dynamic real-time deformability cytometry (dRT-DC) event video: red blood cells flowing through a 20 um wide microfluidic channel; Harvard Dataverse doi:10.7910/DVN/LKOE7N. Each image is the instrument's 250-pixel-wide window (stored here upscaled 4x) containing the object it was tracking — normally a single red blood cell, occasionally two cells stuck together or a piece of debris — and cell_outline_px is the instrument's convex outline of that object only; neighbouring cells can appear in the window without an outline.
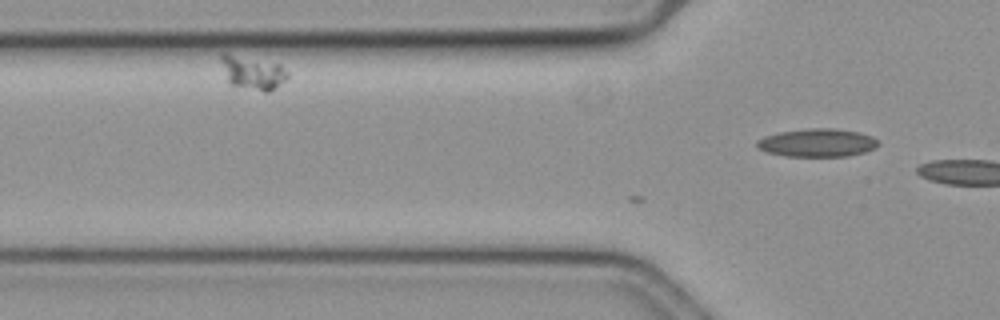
{"species": "common noctule bat (a hibernating species)", "species_latin": "Nyctalus noctula", "temperature_condition": "cold", "stored_images_in_passage": 15, "camera_frame_rate_fps": 3000, "um_per_image_px": 0.085, "animal": {"sex": "female", "body_mass_g": 19.3, "forearm_length_mm": 54.1}, "frame": {"image": 1, "passage_image": 15, "time_ms": 4.667, "image_size_px": [1000, 320], "cell_outline_px": [[880, 144], [864, 152], [848, 156], [784, 156], [768, 152], [756, 148], [756, 140], [764, 136], [776, 132], [808, 128], [836, 128], [860, 132], [872, 136]], "centroid_in_image_um": [69.42, 12.12], "position_along_channel_um": 56.4, "area_um2": 20.06}}